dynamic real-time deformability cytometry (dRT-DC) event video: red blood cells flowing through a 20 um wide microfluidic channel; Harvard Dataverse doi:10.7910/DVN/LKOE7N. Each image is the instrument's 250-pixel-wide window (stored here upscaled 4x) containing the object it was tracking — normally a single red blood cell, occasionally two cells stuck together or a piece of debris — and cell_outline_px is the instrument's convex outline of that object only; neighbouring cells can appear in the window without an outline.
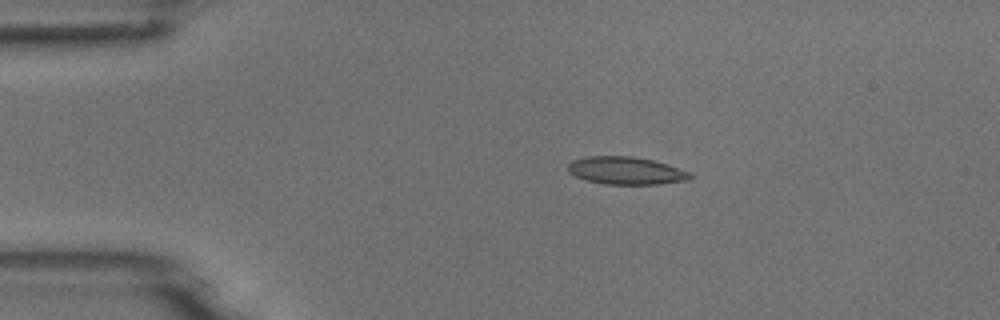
{"species": "common noctule bat (a hibernating species)", "species_latin": "Nyctalus noctula", "temperature_condition": "room temperature", "stored_images_in_passage": 7, "camera_frame_rate_fps": 3000, "um_per_image_px": 0.085, "animal": {"sex": "male", "body_mass_g": 18.8}, "frame": {"image": 1, "passage_image": 3, "time_ms": 2.667, "image_size_px": [1000, 320], "cell_outline_px": [[692, 176], [688, 180], [660, 184], [604, 184], [588, 180], [576, 176], [568, 172], [568, 164], [572, 160], [588, 156], [632, 156], [652, 160], [692, 172]], "centroid_in_image_um": [53.21, 14.5], "position_along_channel_um": 31.8, "area_um2": 19.59}}
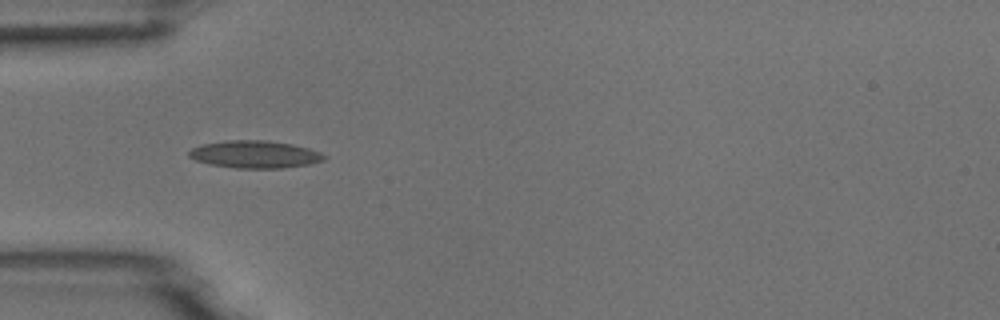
{"frame": {"image": 2, "passage_image": 5, "time_ms": 4.667, "image_size_px": [1000, 320], "cell_outline_px": [[328, 156], [324, 160], [308, 164], [284, 168], [236, 168], [208, 164], [196, 160], [188, 156], [188, 152], [192, 148], [200, 144], [224, 140], [264, 140], [292, 144], [308, 148], [320, 152]], "centroid_in_image_um": [21.64, 13.11], "position_along_channel_um": 63.4, "area_um2": 21.73}}